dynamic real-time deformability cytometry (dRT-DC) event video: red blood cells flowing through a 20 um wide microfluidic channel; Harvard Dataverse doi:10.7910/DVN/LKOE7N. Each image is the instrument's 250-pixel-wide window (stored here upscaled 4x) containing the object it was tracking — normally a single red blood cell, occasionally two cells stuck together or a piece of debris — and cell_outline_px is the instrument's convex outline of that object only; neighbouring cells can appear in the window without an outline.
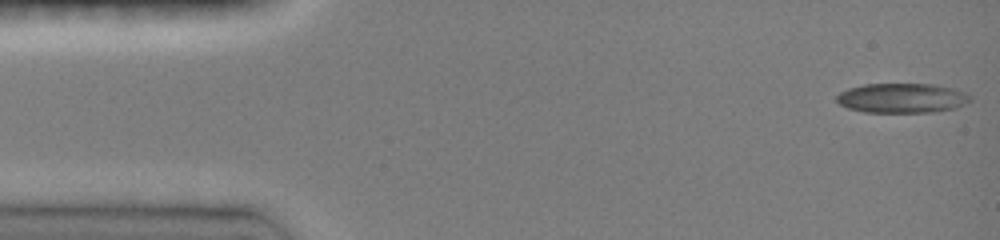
{"species": "common noctule bat (a hibernating species)", "species_latin": "Nyctalus noctula", "temperature_condition": "room temperature", "stored_images_in_passage": 7, "camera_frame_rate_fps": 3000, "um_per_image_px": 0.085, "animal": {"sex": "female", "body_mass_g": 19.0, "forearm_length_mm": 51.5}, "frame": {"image": 1, "passage_image": 1, "time_ms": 0.0, "image_size_px": [1000, 240], "cell_outline_px": [[972, 100], [956, 108], [932, 112], [864, 112], [848, 108], [840, 104], [836, 100], [836, 96], [840, 92], [848, 88], [864, 84], [932, 84], [952, 88], [968, 92], [972, 96]], "centroid_in_image_um": [76.7, 8.33], "position_along_channel_um": 8.3, "area_um2": 23.24}}
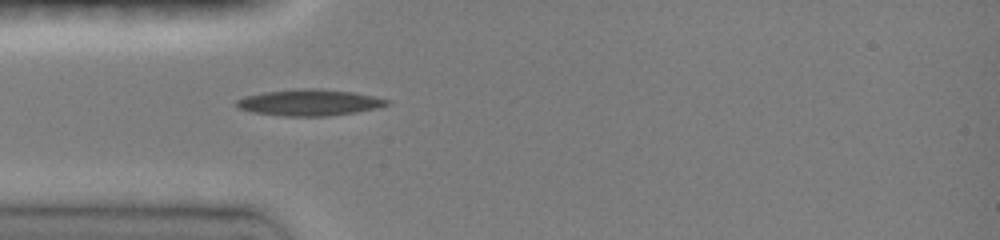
{"frame": {"image": 2, "passage_image": 6, "time_ms": 4.0, "image_size_px": [1000, 240], "cell_outline_px": [[392, 100], [388, 104], [376, 108], [356, 112], [328, 116], [284, 116], [252, 112], [236, 108], [232, 104], [236, 100], [244, 96], [264, 92], [296, 88], [316, 88], [352, 92]], "centroid_in_image_um": [26.23, 8.71], "position_along_channel_um": 58.8, "area_um2": 23.24}}